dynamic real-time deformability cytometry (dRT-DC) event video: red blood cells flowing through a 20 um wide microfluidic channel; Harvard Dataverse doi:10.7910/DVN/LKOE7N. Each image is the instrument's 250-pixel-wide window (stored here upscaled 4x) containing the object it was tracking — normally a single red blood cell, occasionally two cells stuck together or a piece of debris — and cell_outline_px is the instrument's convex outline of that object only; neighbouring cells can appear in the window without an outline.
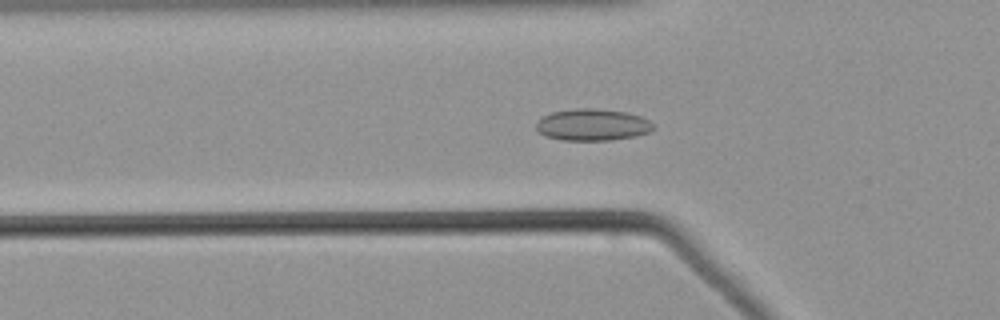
{"species": "common noctule bat (a hibernating species)", "species_latin": "Nyctalus noctula", "temperature_condition": "warm", "stored_images_in_passage": 55, "camera_frame_rate_fps": 3000, "um_per_image_px": 0.085, "animal": {"sex": "male", "body_mass_g": 21.5, "forearm_length_mm": 52.0}, "frame": {"image": 1, "passage_image": 18, "time_ms": 5.667, "image_size_px": [1000, 320], "cell_outline_px": [[656, 128], [648, 132], [636, 136], [612, 140], [560, 140], [544, 136], [536, 128], [536, 124], [544, 116], [552, 112], [576, 108], [596, 108], [628, 112], [640, 116], [648, 120]], "centroid_in_image_um": [50.38, 10.6], "position_along_channel_um": 75.4, "area_um2": 21.73}}
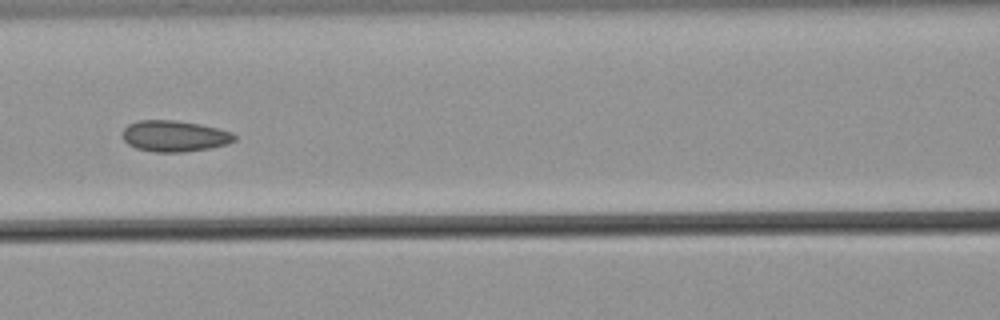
{"frame": {"image": 2, "passage_image": 24, "time_ms": 7.667, "image_size_px": [1000, 320], "cell_outline_px": [[236, 140], [228, 144], [208, 148], [184, 152], [156, 152], [136, 148], [128, 144], [124, 140], [124, 128], [128, 124], [140, 120], [176, 120], [200, 124], [232, 132], [236, 136]], "centroid_in_image_um": [14.85, 11.56], "position_along_channel_um": 151.8, "area_um2": 20.23}}
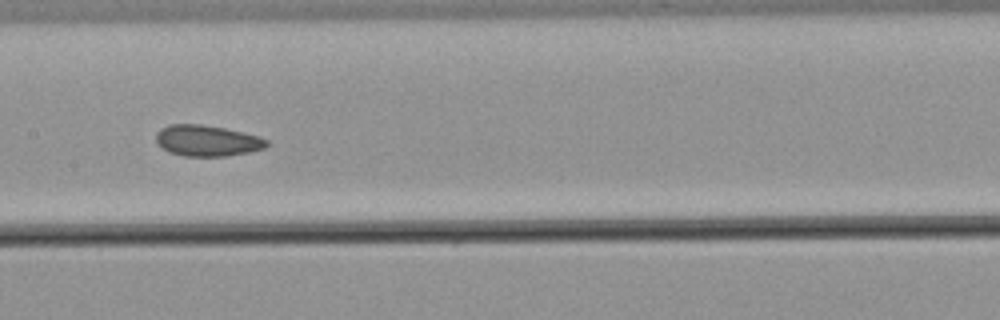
{"frame": {"image": 3, "passage_image": 27, "time_ms": 8.667, "image_size_px": [1000, 320], "cell_outline_px": [[268, 144], [264, 148], [248, 152], [224, 156], [184, 156], [168, 152], [156, 144], [156, 132], [160, 128], [168, 124], [200, 124], [224, 128], [256, 136], [268, 140]], "centroid_in_image_um": [17.52, 11.95], "position_along_channel_um": 189.9, "area_um2": 19.94}}